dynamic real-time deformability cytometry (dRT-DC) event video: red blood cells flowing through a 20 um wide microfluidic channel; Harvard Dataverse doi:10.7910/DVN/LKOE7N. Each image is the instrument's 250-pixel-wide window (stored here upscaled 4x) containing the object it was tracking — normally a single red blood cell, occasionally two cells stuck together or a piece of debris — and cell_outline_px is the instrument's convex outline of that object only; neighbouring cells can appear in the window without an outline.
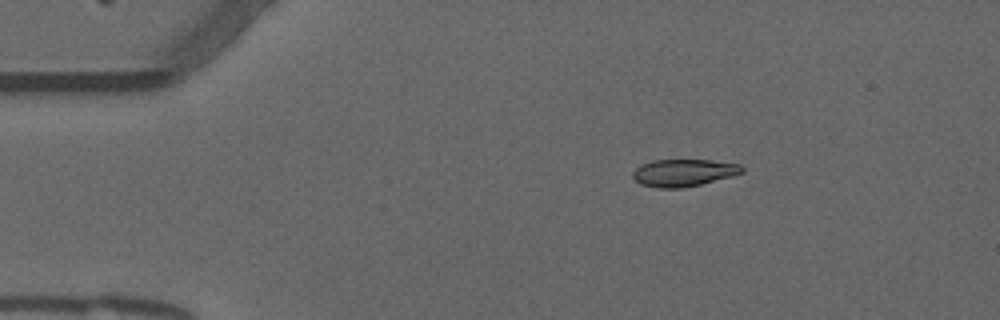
{"species": "common noctule bat (a hibernating species)", "species_latin": "Nyctalus noctula", "temperature_condition": "warm", "stored_images_in_passage": 46, "camera_frame_rate_fps": 3000, "um_per_image_px": 0.085, "animal": {"sex": "male", "forearm_length_mm": 52.5}, "frame": {"image": 1, "passage_image": 1, "time_ms": 0.0, "image_size_px": [1000, 320], "cell_outline_px": [[744, 172], [732, 176], [700, 184], [680, 188], [656, 188], [640, 184], [632, 176], [632, 172], [636, 168], [652, 160], [712, 160], [740, 164], [744, 168]], "centroid_in_image_um": [58.11, 14.68], "position_along_channel_um": 26.9, "area_um2": 17.28}}
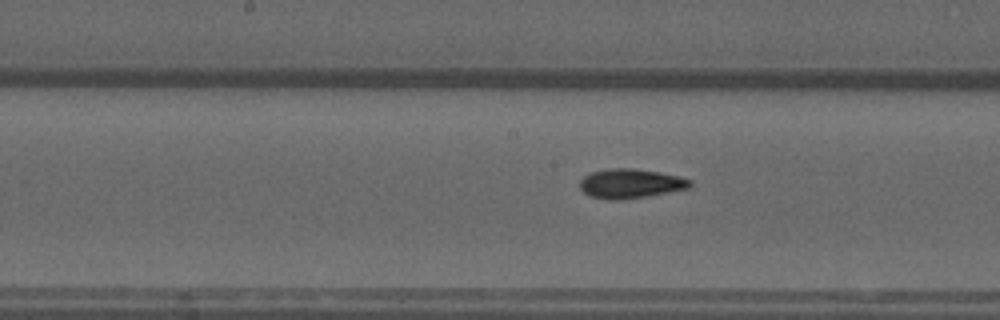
{"frame": {"image": 2, "passage_image": 19, "time_ms": 6.0, "image_size_px": [1000, 320], "cell_outline_px": [[692, 184], [688, 188], [648, 196], [620, 200], [608, 200], [588, 196], [580, 188], [580, 180], [584, 176], [592, 172], [608, 168], [632, 168], [660, 172], [680, 176], [692, 180]], "centroid_in_image_um": [53.58, 15.6], "position_along_channel_um": 194.6, "area_um2": 19.02}}
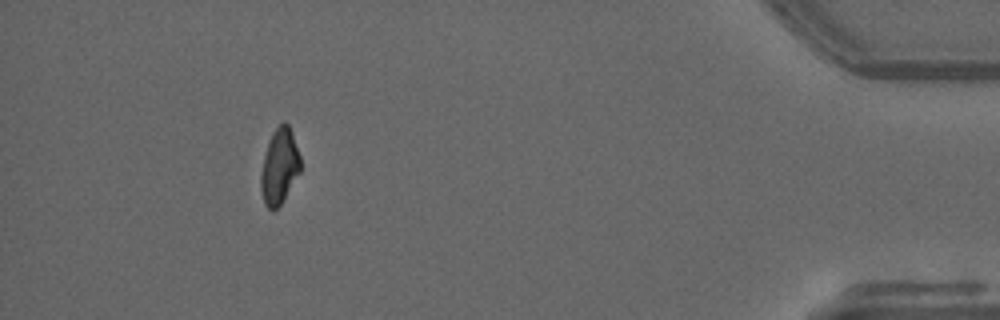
{"frame": {"image": 3, "passage_image": 41, "time_ms": 13.333, "image_size_px": [1000, 320], "cell_outline_px": [[300, 172], [280, 204], [272, 212], [264, 204], [260, 188], [260, 176], [264, 156], [272, 132], [284, 120], [288, 124], [292, 132], [300, 156]], "centroid_in_image_um": [23.74, 14.14], "position_along_channel_um": 411.5, "area_um2": 17.28}, "authors_computed_cell_mechanics": {"area_um2": 18.3226, "velocity_mm_per_s": 3.8247, "shape_relaxation_time_tau1_ms": 11.1641, "shape_relaxation_time_tau2_ms": 2.1763, "deformation_change_tau1": 0.2812, "deformation_change_tau2": 0.0706}}